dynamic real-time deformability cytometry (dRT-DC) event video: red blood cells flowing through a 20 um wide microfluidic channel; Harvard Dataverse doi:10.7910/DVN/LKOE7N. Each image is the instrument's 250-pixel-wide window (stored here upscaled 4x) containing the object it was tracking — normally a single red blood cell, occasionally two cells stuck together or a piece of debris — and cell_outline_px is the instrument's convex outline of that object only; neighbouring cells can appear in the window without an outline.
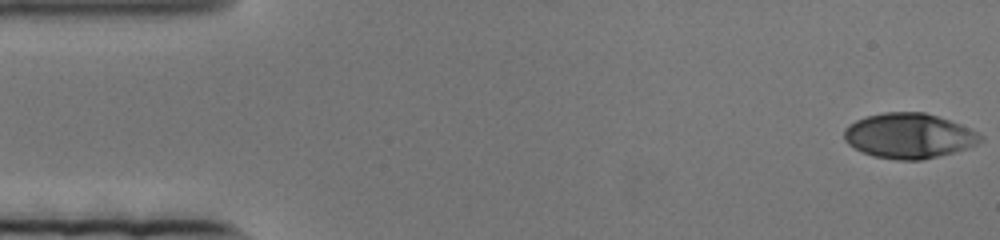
{"species": "human", "species_latin": "Homo sapiens", "temperature_condition": "cold", "stored_images_in_passage": 84, "camera_frame_rate_fps": 3000, "um_per_image_px": 0.085, "donor": {"sex": "female"}, "frame": {"image": 1, "passage_image": 1, "time_ms": 0.0, "image_size_px": [1000, 240], "cell_outline_px": [[984, 140], [976, 144], [952, 152], [920, 160], [896, 160], [872, 156], [848, 144], [844, 140], [844, 128], [848, 124], [856, 120], [868, 116], [884, 112], [924, 112], [960, 124], [984, 136]], "centroid_in_image_um": [77.23, 11.54], "position_along_channel_um": 7.8, "area_um2": 35.49}}
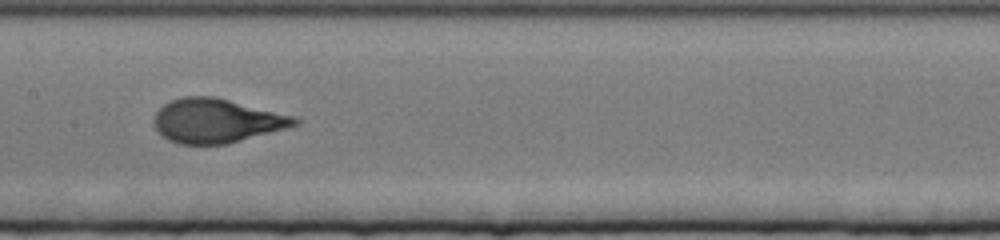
{"frame": {"image": 2, "passage_image": 40, "time_ms": 13.0, "image_size_px": [1000, 240], "cell_outline_px": [[300, 124], [228, 144], [176, 144], [168, 140], [156, 128], [152, 120], [156, 112], [168, 100], [184, 96], [212, 96], [296, 116], [300, 120]], "centroid_in_image_um": [18.4, 10.26], "position_along_channel_um": 189.0, "area_um2": 36.18}}
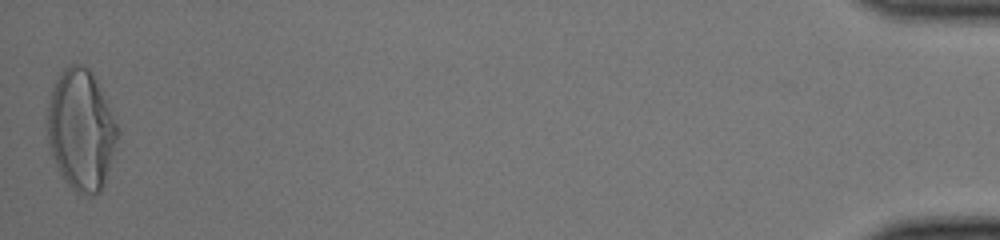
{"frame": {"image": 3, "passage_image": 83, "time_ms": 27.333, "image_size_px": [1000, 240], "cell_outline_px": [[120, 132], [104, 184], [100, 192], [92, 196], [88, 196], [76, 192], [64, 180], [52, 156], [48, 144], [48, 104], [52, 88], [56, 80], [64, 68], [72, 64], [84, 64], [92, 72]], "centroid_in_image_um": [6.89, 11.06], "position_along_channel_um": 428.3, "area_um2": 49.01}}